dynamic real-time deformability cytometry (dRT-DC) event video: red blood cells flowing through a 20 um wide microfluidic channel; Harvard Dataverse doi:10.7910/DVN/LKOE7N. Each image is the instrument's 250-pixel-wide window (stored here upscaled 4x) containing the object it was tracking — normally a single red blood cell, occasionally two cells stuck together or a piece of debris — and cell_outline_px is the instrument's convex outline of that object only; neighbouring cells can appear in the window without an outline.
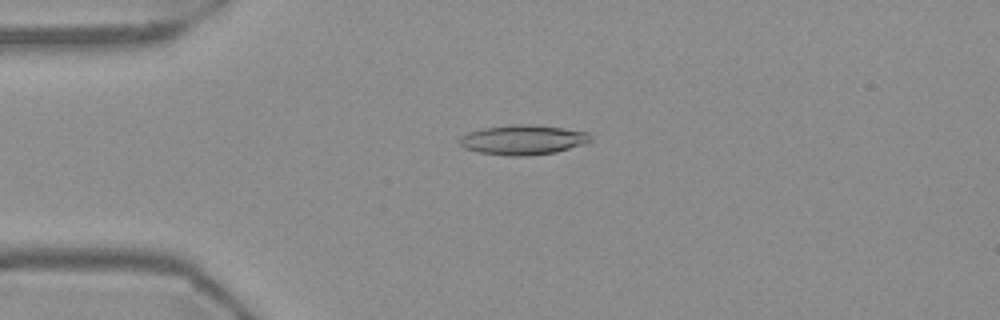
{"species": "Egyptian fruit bat (a non-hibernating species)", "species_latin": "Rousettus aegyptiacus", "temperature_condition": "warm", "stored_images_in_passage": 50, "camera_frame_rate_fps": 3000, "um_per_image_px": 0.085, "frame": {"image": 1, "passage_image": 8, "time_ms": 2.333, "image_size_px": [1000, 320], "cell_outline_px": [[592, 140], [584, 144], [556, 152], [528, 156], [508, 156], [480, 152], [464, 148], [456, 140], [460, 136], [468, 132], [484, 128], [520, 124], [528, 124], [560, 128], [588, 132], [592, 136]], "centroid_in_image_um": [44.44, 11.89], "position_along_channel_um": 40.6, "area_um2": 22.66}}
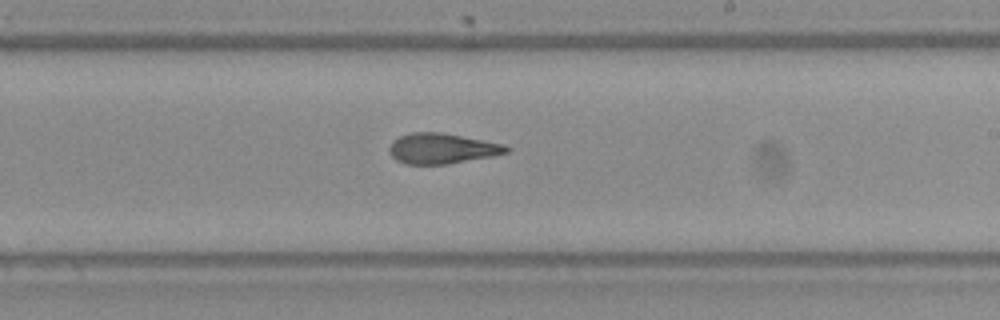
{"frame": {"image": 2, "passage_image": 27, "time_ms": 8.667, "image_size_px": [1000, 320], "cell_outline_px": [[512, 148], [508, 152], [492, 156], [448, 164], [404, 164], [396, 160], [388, 152], [388, 148], [392, 140], [400, 136], [412, 132], [440, 132], [484, 140], [504, 144]], "centroid_in_image_um": [37.55, 12.62], "position_along_channel_um": 251.5, "area_um2": 20.87}}
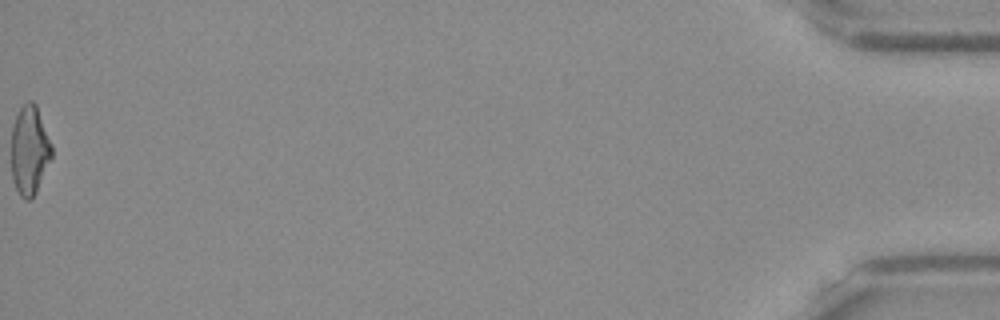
{"frame": {"image": 3, "passage_image": 50, "time_ms": 16.333, "image_size_px": [1000, 320], "cell_outline_px": [[52, 156], [36, 192], [32, 200], [24, 200], [20, 196], [12, 180], [12, 124], [20, 108], [28, 100], [32, 100], [36, 104], [52, 144]], "centroid_in_image_um": [2.51, 12.78], "position_along_channel_um": 432.7, "area_um2": 21.04}, "authors_computed_cell_mechanics": {"area_um2": 21.2704, "velocity_mm_per_s": 3.7188, "shape_relaxation_time_tau1_ms": 8.7183, "shape_relaxation_time_tau2_ms": 2.3476, "deformation_change_tau1": 0.2668, "deformation_change_tau2": 0.1188}}